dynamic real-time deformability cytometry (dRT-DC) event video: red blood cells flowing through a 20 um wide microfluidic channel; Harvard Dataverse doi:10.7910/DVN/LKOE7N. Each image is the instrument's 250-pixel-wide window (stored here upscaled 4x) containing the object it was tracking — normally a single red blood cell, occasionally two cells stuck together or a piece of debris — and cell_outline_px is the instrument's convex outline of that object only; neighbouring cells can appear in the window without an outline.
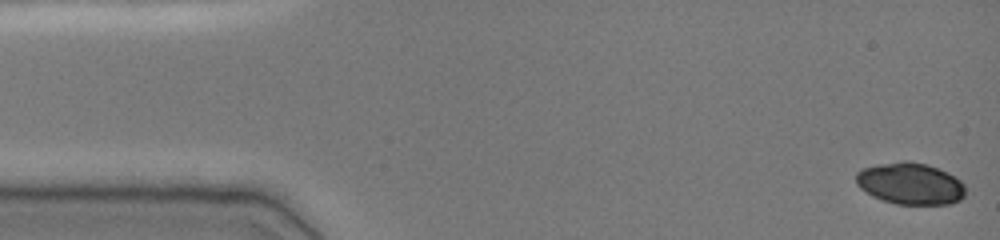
{"species": "common noctule bat (a hibernating species)", "species_latin": "Nyctalus noctula", "temperature_condition": "cold", "stored_images_in_passage": 49, "camera_frame_rate_fps": 3000, "um_per_image_px": 0.085, "animal": {"sex": "female", "body_mass_g": 19.0, "forearm_length_mm": 51.5}, "frame": {"image": 1, "passage_image": 1, "time_ms": 0.0, "image_size_px": [1000, 240], "cell_outline_px": [[964, 196], [960, 200], [952, 204], [896, 204], [872, 196], [860, 188], [856, 184], [856, 172], [864, 168], [876, 164], [904, 160], [928, 164], [948, 172], [956, 176], [964, 184]], "centroid_in_image_um": [77.38, 15.59], "position_along_channel_um": 7.6, "area_um2": 26.82}}
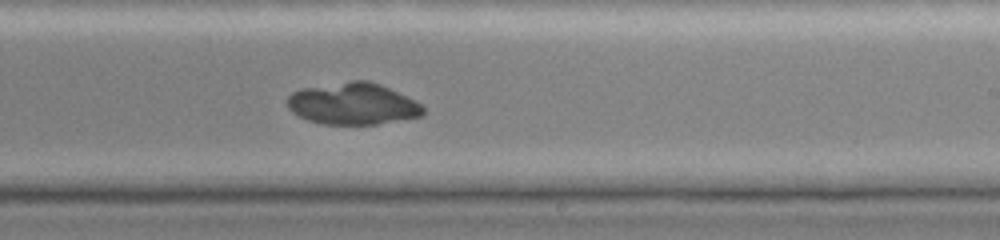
{"frame": {"image": 2, "passage_image": 30, "time_ms": 9.667, "image_size_px": [1000, 240], "cell_outline_px": [[424, 112], [420, 116], [376, 124], [324, 124], [308, 120], [292, 112], [288, 108], [288, 96], [292, 92], [300, 88], [352, 80], [368, 80], [380, 84], [416, 100], [424, 108]], "centroid_in_image_um": [29.98, 8.81], "position_along_channel_um": 259.0, "area_um2": 32.95}}
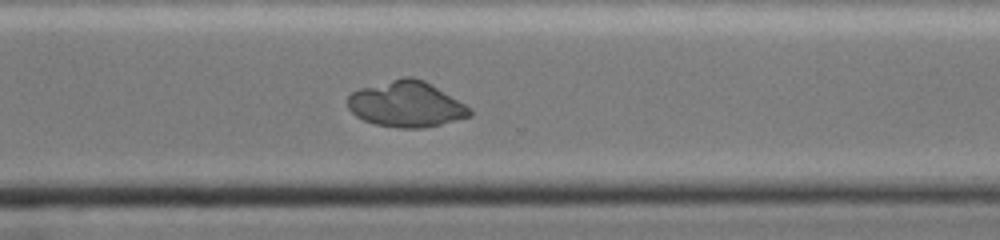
{"frame": {"image": 3, "passage_image": 36, "time_ms": 11.667, "image_size_px": [1000, 240], "cell_outline_px": [[472, 116], [440, 124], [420, 128], [396, 128], [376, 124], [364, 120], [356, 116], [348, 108], [348, 96], [352, 92], [360, 88], [400, 76], [412, 76], [424, 80], [472, 108]], "centroid_in_image_um": [34.53, 8.84], "position_along_channel_um": 336.1, "area_um2": 32.66}}